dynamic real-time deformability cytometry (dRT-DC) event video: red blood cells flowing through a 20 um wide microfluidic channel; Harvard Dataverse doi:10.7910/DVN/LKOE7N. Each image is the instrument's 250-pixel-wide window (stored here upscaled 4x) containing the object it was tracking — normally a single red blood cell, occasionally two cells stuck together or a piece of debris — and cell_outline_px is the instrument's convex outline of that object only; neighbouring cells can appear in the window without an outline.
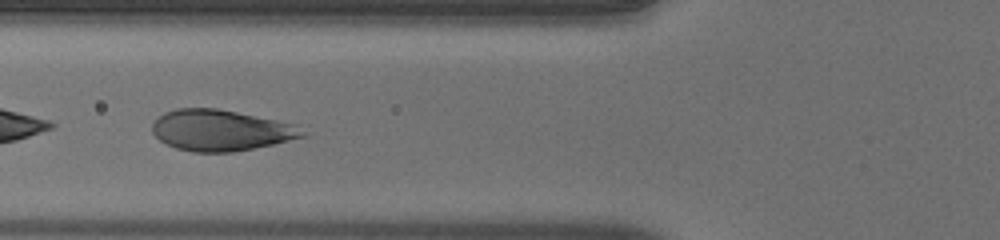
{"species": "human", "species_latin": "Homo sapiens", "temperature_condition": "warm", "stored_images_in_passage": 47, "camera_frame_rate_fps": 3000, "um_per_image_px": 0.085, "donor": {"sex": "male"}, "frame": {"image": 1, "passage_image": 16, "time_ms": 5.0, "image_size_px": [1000, 240], "cell_outline_px": [[308, 136], [272, 144], [232, 152], [192, 152], [176, 148], [160, 140], [152, 132], [152, 124], [164, 112], [176, 108], [216, 108], [276, 120], [292, 124], [304, 132]], "centroid_in_image_um": [18.72, 11.08], "position_along_channel_um": 107.1, "area_um2": 35.49}}
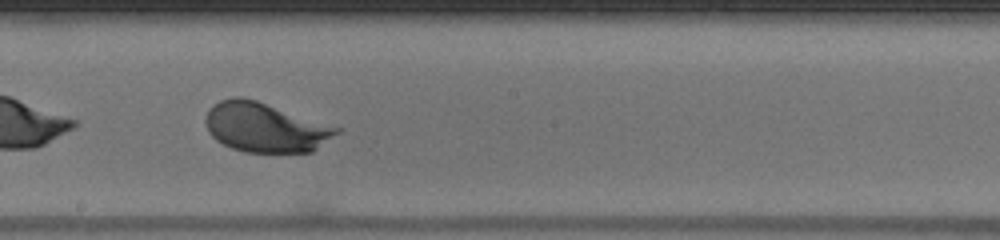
{"frame": {"image": 2, "passage_image": 25, "time_ms": 8.0, "image_size_px": [1000, 240], "cell_outline_px": [[344, 128], [340, 132], [312, 152], [244, 152], [232, 148], [216, 140], [208, 132], [204, 120], [208, 108], [212, 104], [220, 100], [232, 96], [240, 96], [256, 100]], "centroid_in_image_um": [22.55, 10.81], "position_along_channel_um": 225.7, "area_um2": 38.21}}
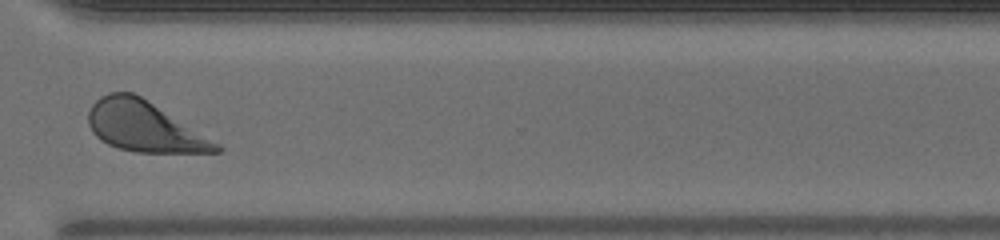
{"frame": {"image": 3, "passage_image": 35, "time_ms": 11.333, "image_size_px": [1000, 240], "cell_outline_px": [[224, 148], [220, 152], [136, 152], [120, 148], [108, 144], [100, 140], [92, 132], [88, 124], [88, 112], [92, 104], [100, 96], [108, 92], [132, 92], [140, 96], [220, 144]], "centroid_in_image_um": [12.22, 10.75], "position_along_channel_um": 358.4, "area_um2": 37.05}, "authors_computed_cell_mechanics": {"area_um2": 37.5122, "velocity_mm_per_s": 3.9767, "shape_relaxation_time_tau1_ms": 2.1929, "shape_relaxation_time_tau2_ms": null, "deformation_change_tau1": 0.1347, "deformation_change_tau2": null}}